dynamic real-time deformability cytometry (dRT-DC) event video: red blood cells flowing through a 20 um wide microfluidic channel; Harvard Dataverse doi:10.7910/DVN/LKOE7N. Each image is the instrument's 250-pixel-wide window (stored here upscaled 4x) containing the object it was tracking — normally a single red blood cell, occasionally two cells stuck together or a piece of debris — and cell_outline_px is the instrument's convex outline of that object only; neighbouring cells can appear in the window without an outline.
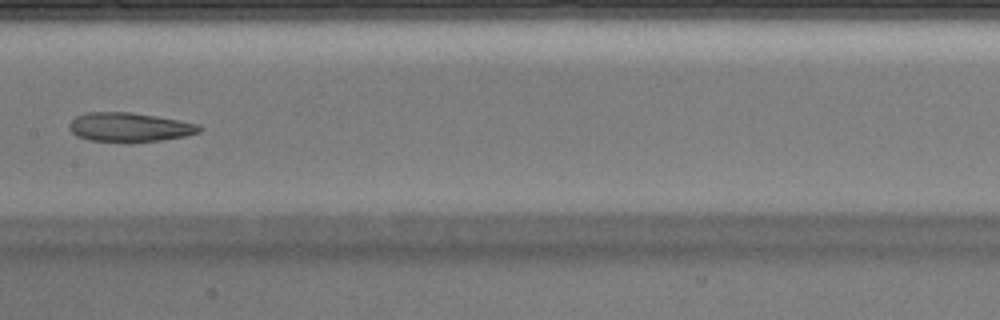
{"species": "Egyptian fruit bat (a non-hibernating species)", "species_latin": "Rousettus aegyptiacus", "temperature_condition": "warm", "stored_images_in_passage": 40, "segment_of_instrument_passage": [1, 2], "camera_frame_rate_fps": 3000, "um_per_image_px": 0.085, "animal": {"sex": "male"}, "frame": {"image": 1, "passage_image": 18, "time_ms": 5.667, "image_size_px": [1000, 320], "cell_outline_px": [[204, 128], [200, 132], [184, 136], [160, 140], [132, 144], [88, 140], [76, 136], [68, 128], [68, 124], [76, 116], [84, 112], [128, 112], [156, 116], [180, 120], [200, 124]], "centroid_in_image_um": [11.0, 10.83], "position_along_channel_um": 196.4, "area_um2": 22.72}}
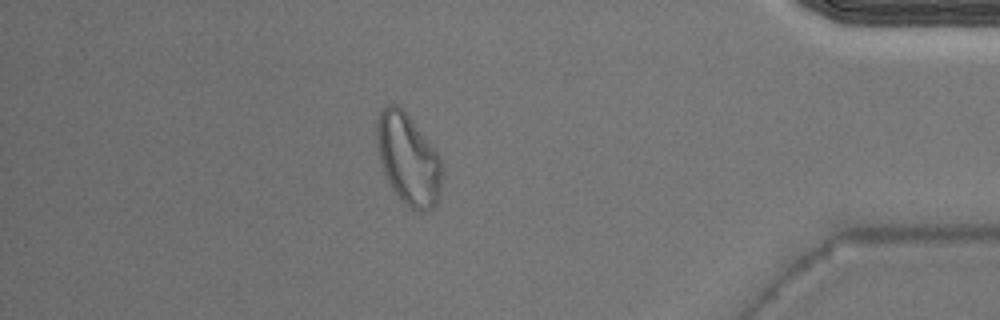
{"frame": {"image": 2, "passage_image": 34, "time_ms": 11.0, "image_size_px": [1000, 320], "cell_outline_px": [[440, 196], [436, 204], [428, 212], [420, 212], [412, 208], [396, 192], [388, 180], [384, 172], [380, 160], [376, 136], [376, 120], [380, 112], [388, 104], [396, 104], [408, 116], [436, 152], [440, 160]], "centroid_in_image_um": [34.68, 13.54], "position_along_channel_um": 400.5, "area_um2": 33.47}}